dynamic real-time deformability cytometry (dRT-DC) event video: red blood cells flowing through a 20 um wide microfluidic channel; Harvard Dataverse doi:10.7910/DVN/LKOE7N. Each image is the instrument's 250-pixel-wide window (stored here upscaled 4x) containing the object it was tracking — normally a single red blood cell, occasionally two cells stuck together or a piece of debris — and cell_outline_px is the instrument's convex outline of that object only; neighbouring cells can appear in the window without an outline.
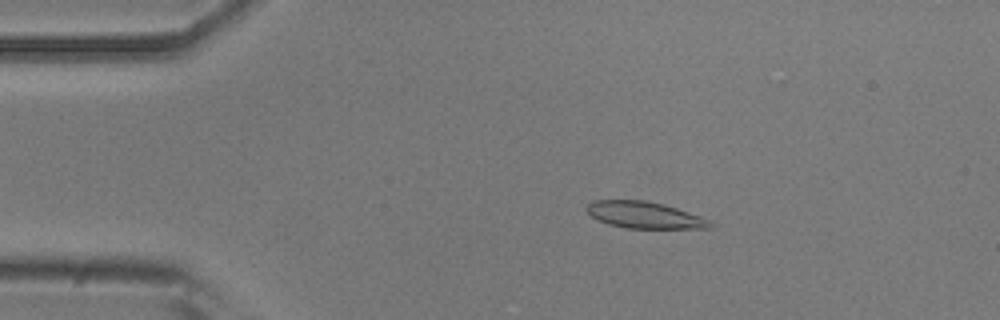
{"species": "common noctule bat (a hibernating species)", "species_latin": "Nyctalus noctula", "temperature_condition": "room temperature", "stored_images_in_passage": 53, "camera_frame_rate_fps": 3000, "um_per_image_px": 0.085, "animal": {"sex": "male", "body_mass_g": 20.5, "forearm_length_mm": 52.5}, "frame": {"image": 1, "passage_image": 10, "time_ms": 3.0, "image_size_px": [1000, 320], "cell_outline_px": [[712, 228], [624, 228], [608, 224], [596, 220], [588, 212], [588, 204], [592, 200], [644, 200], [664, 204], [700, 216], [708, 220], [712, 224]], "centroid_in_image_um": [54.75, 18.28], "position_along_channel_um": 30.2, "area_um2": 19.02}}
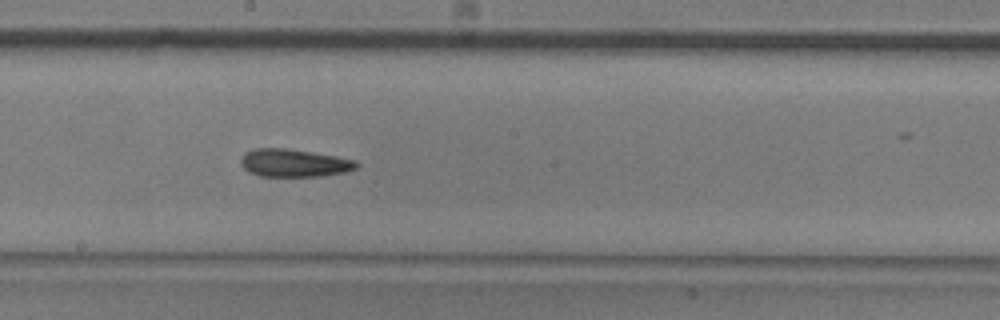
{"frame": {"image": 2, "passage_image": 29, "time_ms": 9.333, "image_size_px": [1000, 320], "cell_outline_px": [[360, 164], [356, 168], [344, 172], [320, 176], [260, 176], [248, 172], [240, 164], [240, 160], [244, 152], [256, 148], [284, 148], [312, 152], [336, 156], [356, 160]], "centroid_in_image_um": [24.97, 13.85], "position_along_channel_um": 223.2, "area_um2": 18.79}}
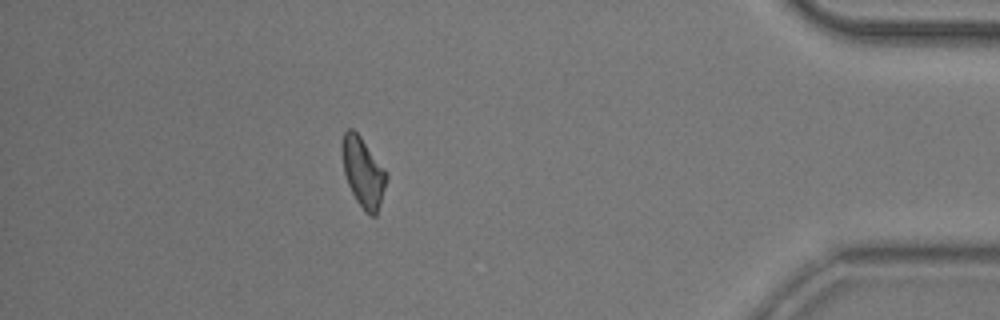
{"frame": {"image": 3, "passage_image": 47, "time_ms": 15.333, "image_size_px": [1000, 320], "cell_outline_px": [[388, 180], [376, 216], [372, 216], [364, 212], [356, 200], [348, 184], [344, 172], [340, 148], [344, 132], [348, 128], [352, 128], [360, 136], [388, 172]], "centroid_in_image_um": [30.87, 14.64], "position_along_channel_um": 404.3, "area_um2": 18.26}, "authors_computed_cell_mechanics": {"area_um2": 18.7272, "velocity_mm_per_s": 3.8022, "shape_relaxation_time_tau1_ms": null, "shape_relaxation_time_tau2_ms": 4.8628, "deformation_change_tau1": null, "deformation_change_tau2": 0.1308}}